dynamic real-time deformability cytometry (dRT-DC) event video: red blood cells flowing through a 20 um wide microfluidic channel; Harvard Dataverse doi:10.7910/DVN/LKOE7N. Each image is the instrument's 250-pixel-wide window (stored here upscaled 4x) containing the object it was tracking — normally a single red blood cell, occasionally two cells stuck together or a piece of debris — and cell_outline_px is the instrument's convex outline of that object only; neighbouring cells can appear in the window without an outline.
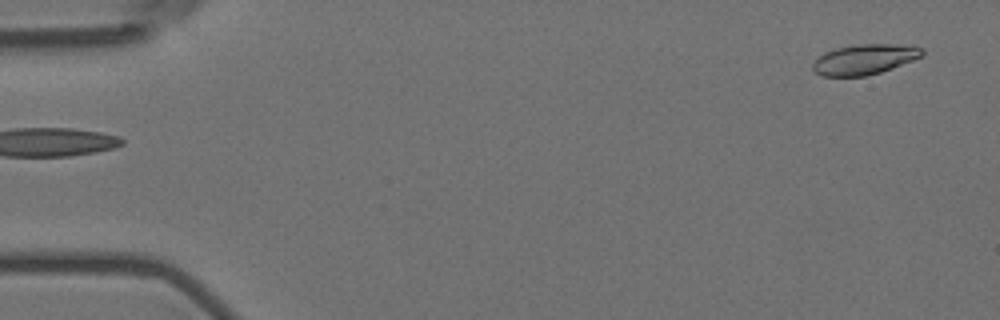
{"species": "Egyptian fruit bat (a non-hibernating species)", "species_latin": "Rousettus aegyptiacus", "temperature_condition": "room temperature", "stored_images_in_passage": 54, "camera_frame_rate_fps": 3000, "um_per_image_px": 0.085, "animal": {"sex": "female"}, "frame": {"image": 1, "passage_image": 1, "time_ms": 0.0, "image_size_px": [1000, 320], "cell_outline_px": [[924, 56], [892, 68], [880, 72], [864, 76], [824, 76], [816, 72], [812, 68], [812, 64], [816, 56], [824, 52], [836, 48], [860, 44], [892, 44], [924, 48]], "centroid_in_image_um": [73.46, 5.04], "position_along_channel_um": 11.5, "area_um2": 19.25}}
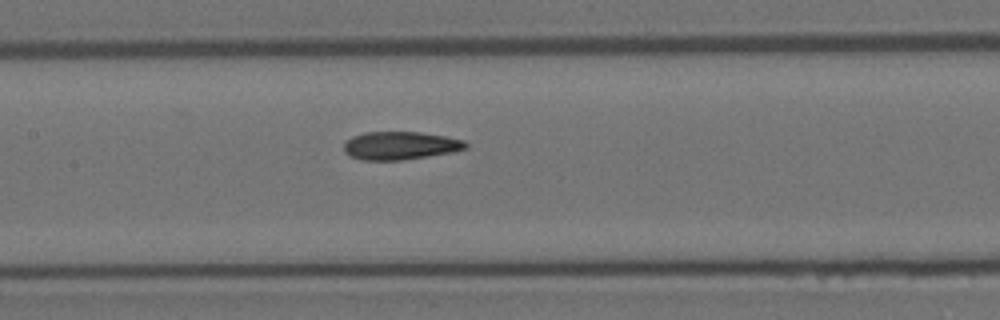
{"frame": {"image": 2, "passage_image": 25, "time_ms": 8.0, "image_size_px": [1000, 320], "cell_outline_px": [[468, 148], [452, 152], [404, 160], [360, 160], [344, 152], [344, 144], [352, 136], [364, 132], [420, 132], [444, 136], [464, 140], [468, 144]], "centroid_in_image_um": [34.03, 12.38], "position_along_channel_um": 173.4, "area_um2": 19.94}}
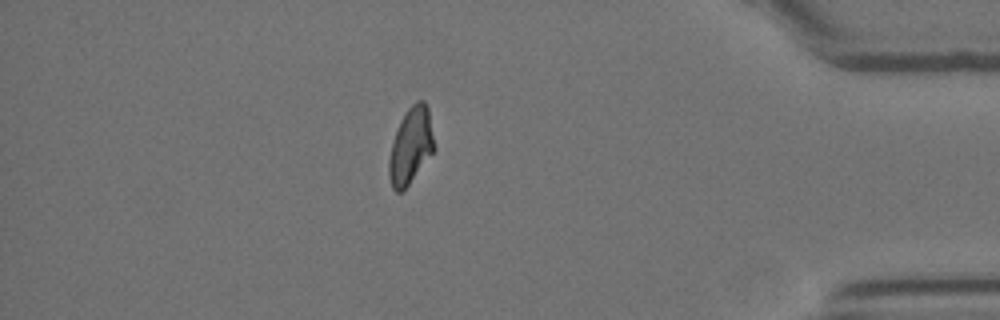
{"frame": {"image": 3, "passage_image": 47, "time_ms": 15.333, "image_size_px": [1000, 320], "cell_outline_px": [[436, 148], [408, 184], [400, 192], [396, 192], [392, 188], [388, 176], [388, 160], [392, 144], [400, 120], [404, 112], [416, 100], [424, 100], [428, 108]], "centroid_in_image_um": [34.91, 12.36], "position_along_channel_um": 400.3, "area_um2": 20.0}, "authors_computed_cell_mechanics": {"area_um2": 19.9988, "velocity_mm_per_s": 3.6241, "shape_relaxation_time_tau1_ms": 7.8026, "shape_relaxation_time_tau2_ms": 1.924, "deformation_change_tau1": 0.2126, "deformation_change_tau2": 0.0674}}